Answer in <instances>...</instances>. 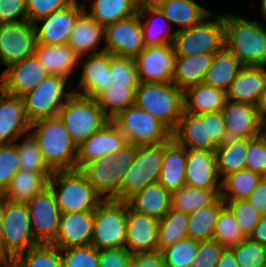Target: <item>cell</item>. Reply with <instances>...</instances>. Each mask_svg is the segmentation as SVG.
Returning <instances> with one entry per match:
<instances>
[{"instance_id": "obj_1", "label": "cell", "mask_w": 266, "mask_h": 267, "mask_svg": "<svg viewBox=\"0 0 266 267\" xmlns=\"http://www.w3.org/2000/svg\"><path fill=\"white\" fill-rule=\"evenodd\" d=\"M225 46L243 66H265L266 26L224 13Z\"/></svg>"}, {"instance_id": "obj_2", "label": "cell", "mask_w": 266, "mask_h": 267, "mask_svg": "<svg viewBox=\"0 0 266 267\" xmlns=\"http://www.w3.org/2000/svg\"><path fill=\"white\" fill-rule=\"evenodd\" d=\"M136 151L137 145L127 143L111 156L93 159L80 170L103 199L122 201L123 180L132 165Z\"/></svg>"}, {"instance_id": "obj_3", "label": "cell", "mask_w": 266, "mask_h": 267, "mask_svg": "<svg viewBox=\"0 0 266 267\" xmlns=\"http://www.w3.org/2000/svg\"><path fill=\"white\" fill-rule=\"evenodd\" d=\"M30 129L53 171L76 169L77 146L58 116L36 120Z\"/></svg>"}, {"instance_id": "obj_4", "label": "cell", "mask_w": 266, "mask_h": 267, "mask_svg": "<svg viewBox=\"0 0 266 267\" xmlns=\"http://www.w3.org/2000/svg\"><path fill=\"white\" fill-rule=\"evenodd\" d=\"M135 105L151 113L172 132L184 110L183 90L173 82H139Z\"/></svg>"}, {"instance_id": "obj_5", "label": "cell", "mask_w": 266, "mask_h": 267, "mask_svg": "<svg viewBox=\"0 0 266 267\" xmlns=\"http://www.w3.org/2000/svg\"><path fill=\"white\" fill-rule=\"evenodd\" d=\"M48 186L61 213L94 211L103 200L80 169L54 171Z\"/></svg>"}, {"instance_id": "obj_6", "label": "cell", "mask_w": 266, "mask_h": 267, "mask_svg": "<svg viewBox=\"0 0 266 267\" xmlns=\"http://www.w3.org/2000/svg\"><path fill=\"white\" fill-rule=\"evenodd\" d=\"M58 117L76 146L110 121L96 99L75 93L65 101L58 112Z\"/></svg>"}, {"instance_id": "obj_7", "label": "cell", "mask_w": 266, "mask_h": 267, "mask_svg": "<svg viewBox=\"0 0 266 267\" xmlns=\"http://www.w3.org/2000/svg\"><path fill=\"white\" fill-rule=\"evenodd\" d=\"M211 17L214 19L209 20ZM172 45L176 56L214 54L220 51L225 46L224 14L210 13L199 24L188 29L176 30Z\"/></svg>"}, {"instance_id": "obj_8", "label": "cell", "mask_w": 266, "mask_h": 267, "mask_svg": "<svg viewBox=\"0 0 266 267\" xmlns=\"http://www.w3.org/2000/svg\"><path fill=\"white\" fill-rule=\"evenodd\" d=\"M128 206L117 199H103L98 204L90 245L99 250L125 247Z\"/></svg>"}, {"instance_id": "obj_9", "label": "cell", "mask_w": 266, "mask_h": 267, "mask_svg": "<svg viewBox=\"0 0 266 267\" xmlns=\"http://www.w3.org/2000/svg\"><path fill=\"white\" fill-rule=\"evenodd\" d=\"M111 121L133 145L155 144L167 141L171 131L151 113L135 104L119 112Z\"/></svg>"}, {"instance_id": "obj_10", "label": "cell", "mask_w": 266, "mask_h": 267, "mask_svg": "<svg viewBox=\"0 0 266 267\" xmlns=\"http://www.w3.org/2000/svg\"><path fill=\"white\" fill-rule=\"evenodd\" d=\"M164 155V141L155 144L137 145L132 165L124 177L122 201L146 186L158 182Z\"/></svg>"}, {"instance_id": "obj_11", "label": "cell", "mask_w": 266, "mask_h": 267, "mask_svg": "<svg viewBox=\"0 0 266 267\" xmlns=\"http://www.w3.org/2000/svg\"><path fill=\"white\" fill-rule=\"evenodd\" d=\"M68 79L58 75H48L33 90L22 96L25 112L32 123L36 120L58 116L65 101L73 94L65 91Z\"/></svg>"}, {"instance_id": "obj_12", "label": "cell", "mask_w": 266, "mask_h": 267, "mask_svg": "<svg viewBox=\"0 0 266 267\" xmlns=\"http://www.w3.org/2000/svg\"><path fill=\"white\" fill-rule=\"evenodd\" d=\"M0 241L3 250L10 258L39 243L32 233L26 202L6 200Z\"/></svg>"}, {"instance_id": "obj_13", "label": "cell", "mask_w": 266, "mask_h": 267, "mask_svg": "<svg viewBox=\"0 0 266 267\" xmlns=\"http://www.w3.org/2000/svg\"><path fill=\"white\" fill-rule=\"evenodd\" d=\"M222 115L226 131L218 146L234 144L243 138H256L263 133L264 126L259 119L256 106L227 100Z\"/></svg>"}, {"instance_id": "obj_14", "label": "cell", "mask_w": 266, "mask_h": 267, "mask_svg": "<svg viewBox=\"0 0 266 267\" xmlns=\"http://www.w3.org/2000/svg\"><path fill=\"white\" fill-rule=\"evenodd\" d=\"M34 238L39 243H51L57 235L61 211L48 186L26 202Z\"/></svg>"}, {"instance_id": "obj_15", "label": "cell", "mask_w": 266, "mask_h": 267, "mask_svg": "<svg viewBox=\"0 0 266 267\" xmlns=\"http://www.w3.org/2000/svg\"><path fill=\"white\" fill-rule=\"evenodd\" d=\"M36 44L34 23L0 24V61L6 66L34 55Z\"/></svg>"}, {"instance_id": "obj_16", "label": "cell", "mask_w": 266, "mask_h": 267, "mask_svg": "<svg viewBox=\"0 0 266 267\" xmlns=\"http://www.w3.org/2000/svg\"><path fill=\"white\" fill-rule=\"evenodd\" d=\"M104 49L111 54L136 58L144 49L139 14L105 26Z\"/></svg>"}, {"instance_id": "obj_17", "label": "cell", "mask_w": 266, "mask_h": 267, "mask_svg": "<svg viewBox=\"0 0 266 267\" xmlns=\"http://www.w3.org/2000/svg\"><path fill=\"white\" fill-rule=\"evenodd\" d=\"M176 54L172 44L147 46L135 58L140 82H172Z\"/></svg>"}, {"instance_id": "obj_18", "label": "cell", "mask_w": 266, "mask_h": 267, "mask_svg": "<svg viewBox=\"0 0 266 267\" xmlns=\"http://www.w3.org/2000/svg\"><path fill=\"white\" fill-rule=\"evenodd\" d=\"M78 65H81L82 67L79 80V86L82 89H72L73 93L96 99L102 92L112 85L110 52L104 50L80 57Z\"/></svg>"}, {"instance_id": "obj_19", "label": "cell", "mask_w": 266, "mask_h": 267, "mask_svg": "<svg viewBox=\"0 0 266 267\" xmlns=\"http://www.w3.org/2000/svg\"><path fill=\"white\" fill-rule=\"evenodd\" d=\"M78 2L75 0L66 8L56 10L37 20L43 22L41 26L34 23L37 43L66 44L77 19L85 11L84 4L79 6Z\"/></svg>"}, {"instance_id": "obj_20", "label": "cell", "mask_w": 266, "mask_h": 267, "mask_svg": "<svg viewBox=\"0 0 266 267\" xmlns=\"http://www.w3.org/2000/svg\"><path fill=\"white\" fill-rule=\"evenodd\" d=\"M127 144L124 134L110 120L96 133L77 146L76 169L93 159L111 156Z\"/></svg>"}, {"instance_id": "obj_21", "label": "cell", "mask_w": 266, "mask_h": 267, "mask_svg": "<svg viewBox=\"0 0 266 267\" xmlns=\"http://www.w3.org/2000/svg\"><path fill=\"white\" fill-rule=\"evenodd\" d=\"M48 75L49 73L34 54L7 66L2 72L3 91L22 97Z\"/></svg>"}, {"instance_id": "obj_22", "label": "cell", "mask_w": 266, "mask_h": 267, "mask_svg": "<svg viewBox=\"0 0 266 267\" xmlns=\"http://www.w3.org/2000/svg\"><path fill=\"white\" fill-rule=\"evenodd\" d=\"M159 219L127 207L125 248L133 255L158 250Z\"/></svg>"}, {"instance_id": "obj_23", "label": "cell", "mask_w": 266, "mask_h": 267, "mask_svg": "<svg viewBox=\"0 0 266 267\" xmlns=\"http://www.w3.org/2000/svg\"><path fill=\"white\" fill-rule=\"evenodd\" d=\"M23 98L2 92L0 94V143H15L30 132Z\"/></svg>"}, {"instance_id": "obj_24", "label": "cell", "mask_w": 266, "mask_h": 267, "mask_svg": "<svg viewBox=\"0 0 266 267\" xmlns=\"http://www.w3.org/2000/svg\"><path fill=\"white\" fill-rule=\"evenodd\" d=\"M218 180L215 151L187 149L186 185L206 190H221V180Z\"/></svg>"}, {"instance_id": "obj_25", "label": "cell", "mask_w": 266, "mask_h": 267, "mask_svg": "<svg viewBox=\"0 0 266 267\" xmlns=\"http://www.w3.org/2000/svg\"><path fill=\"white\" fill-rule=\"evenodd\" d=\"M94 211L61 213L56 238L51 242L60 249L91 243Z\"/></svg>"}, {"instance_id": "obj_26", "label": "cell", "mask_w": 266, "mask_h": 267, "mask_svg": "<svg viewBox=\"0 0 266 267\" xmlns=\"http://www.w3.org/2000/svg\"><path fill=\"white\" fill-rule=\"evenodd\" d=\"M265 88V66H243L226 91L227 100L256 106Z\"/></svg>"}, {"instance_id": "obj_27", "label": "cell", "mask_w": 266, "mask_h": 267, "mask_svg": "<svg viewBox=\"0 0 266 267\" xmlns=\"http://www.w3.org/2000/svg\"><path fill=\"white\" fill-rule=\"evenodd\" d=\"M171 136L187 149L215 151L218 146L213 140H207L206 112L196 115L183 110Z\"/></svg>"}, {"instance_id": "obj_28", "label": "cell", "mask_w": 266, "mask_h": 267, "mask_svg": "<svg viewBox=\"0 0 266 267\" xmlns=\"http://www.w3.org/2000/svg\"><path fill=\"white\" fill-rule=\"evenodd\" d=\"M186 161V147L178 144L172 136L164 141L163 163L158 183L171 193L186 185Z\"/></svg>"}, {"instance_id": "obj_29", "label": "cell", "mask_w": 266, "mask_h": 267, "mask_svg": "<svg viewBox=\"0 0 266 267\" xmlns=\"http://www.w3.org/2000/svg\"><path fill=\"white\" fill-rule=\"evenodd\" d=\"M86 10L85 8L77 19L67 42L79 58L105 50H97L101 40H105L102 38L105 37V27L93 19Z\"/></svg>"}, {"instance_id": "obj_30", "label": "cell", "mask_w": 266, "mask_h": 267, "mask_svg": "<svg viewBox=\"0 0 266 267\" xmlns=\"http://www.w3.org/2000/svg\"><path fill=\"white\" fill-rule=\"evenodd\" d=\"M34 54L50 75L66 79L79 64V57L67 43L59 45L37 43Z\"/></svg>"}, {"instance_id": "obj_31", "label": "cell", "mask_w": 266, "mask_h": 267, "mask_svg": "<svg viewBox=\"0 0 266 267\" xmlns=\"http://www.w3.org/2000/svg\"><path fill=\"white\" fill-rule=\"evenodd\" d=\"M126 202L136 212L160 220L171 209V192L156 182L138 191Z\"/></svg>"}, {"instance_id": "obj_32", "label": "cell", "mask_w": 266, "mask_h": 267, "mask_svg": "<svg viewBox=\"0 0 266 267\" xmlns=\"http://www.w3.org/2000/svg\"><path fill=\"white\" fill-rule=\"evenodd\" d=\"M184 110L192 114L222 111L226 101V91L200 83L183 91Z\"/></svg>"}, {"instance_id": "obj_33", "label": "cell", "mask_w": 266, "mask_h": 267, "mask_svg": "<svg viewBox=\"0 0 266 267\" xmlns=\"http://www.w3.org/2000/svg\"><path fill=\"white\" fill-rule=\"evenodd\" d=\"M242 67V63L224 46L220 51L214 53L203 83L227 91Z\"/></svg>"}, {"instance_id": "obj_34", "label": "cell", "mask_w": 266, "mask_h": 267, "mask_svg": "<svg viewBox=\"0 0 266 267\" xmlns=\"http://www.w3.org/2000/svg\"><path fill=\"white\" fill-rule=\"evenodd\" d=\"M214 54L201 53L192 56H176L173 83L183 91L203 82Z\"/></svg>"}, {"instance_id": "obj_35", "label": "cell", "mask_w": 266, "mask_h": 267, "mask_svg": "<svg viewBox=\"0 0 266 267\" xmlns=\"http://www.w3.org/2000/svg\"><path fill=\"white\" fill-rule=\"evenodd\" d=\"M138 14L140 16L143 31V40L146 47L162 44H172L175 38L176 31L171 34L170 24H167L166 27L162 26L163 24L159 25V22H156V20H154L155 18H161L163 19V21H166V23H169V21L165 18L163 13L156 5L142 0L139 5ZM147 14H150L149 18H147ZM145 16L147 20L144 21L143 17Z\"/></svg>"}, {"instance_id": "obj_36", "label": "cell", "mask_w": 266, "mask_h": 267, "mask_svg": "<svg viewBox=\"0 0 266 267\" xmlns=\"http://www.w3.org/2000/svg\"><path fill=\"white\" fill-rule=\"evenodd\" d=\"M156 6L169 24L172 22L182 26L178 30L188 29L199 24L211 13L198 5L195 0H166L157 3Z\"/></svg>"}, {"instance_id": "obj_37", "label": "cell", "mask_w": 266, "mask_h": 267, "mask_svg": "<svg viewBox=\"0 0 266 267\" xmlns=\"http://www.w3.org/2000/svg\"><path fill=\"white\" fill-rule=\"evenodd\" d=\"M48 184L49 178L43 173L20 169L11 179L4 194L7 200L27 202L48 187Z\"/></svg>"}, {"instance_id": "obj_38", "label": "cell", "mask_w": 266, "mask_h": 267, "mask_svg": "<svg viewBox=\"0 0 266 267\" xmlns=\"http://www.w3.org/2000/svg\"><path fill=\"white\" fill-rule=\"evenodd\" d=\"M142 0H93L87 12L104 27L138 13Z\"/></svg>"}, {"instance_id": "obj_39", "label": "cell", "mask_w": 266, "mask_h": 267, "mask_svg": "<svg viewBox=\"0 0 266 267\" xmlns=\"http://www.w3.org/2000/svg\"><path fill=\"white\" fill-rule=\"evenodd\" d=\"M224 206L225 202L220 197L214 204L190 213L187 238L196 241L212 240L218 215Z\"/></svg>"}, {"instance_id": "obj_40", "label": "cell", "mask_w": 266, "mask_h": 267, "mask_svg": "<svg viewBox=\"0 0 266 267\" xmlns=\"http://www.w3.org/2000/svg\"><path fill=\"white\" fill-rule=\"evenodd\" d=\"M221 197V190H206L184 185L171 193V209L190 214L214 204Z\"/></svg>"}, {"instance_id": "obj_41", "label": "cell", "mask_w": 266, "mask_h": 267, "mask_svg": "<svg viewBox=\"0 0 266 267\" xmlns=\"http://www.w3.org/2000/svg\"><path fill=\"white\" fill-rule=\"evenodd\" d=\"M10 267H62L61 250L52 243H38L13 256Z\"/></svg>"}, {"instance_id": "obj_42", "label": "cell", "mask_w": 266, "mask_h": 267, "mask_svg": "<svg viewBox=\"0 0 266 267\" xmlns=\"http://www.w3.org/2000/svg\"><path fill=\"white\" fill-rule=\"evenodd\" d=\"M263 176L249 169H241L225 176L221 180V198L223 201L247 199L258 186Z\"/></svg>"}, {"instance_id": "obj_43", "label": "cell", "mask_w": 266, "mask_h": 267, "mask_svg": "<svg viewBox=\"0 0 266 267\" xmlns=\"http://www.w3.org/2000/svg\"><path fill=\"white\" fill-rule=\"evenodd\" d=\"M137 87L113 83L96 100L103 113L111 120L119 112L135 104V90Z\"/></svg>"}, {"instance_id": "obj_44", "label": "cell", "mask_w": 266, "mask_h": 267, "mask_svg": "<svg viewBox=\"0 0 266 267\" xmlns=\"http://www.w3.org/2000/svg\"><path fill=\"white\" fill-rule=\"evenodd\" d=\"M189 214L170 209L166 215L159 220L158 225V250L173 245L187 238V225Z\"/></svg>"}, {"instance_id": "obj_45", "label": "cell", "mask_w": 266, "mask_h": 267, "mask_svg": "<svg viewBox=\"0 0 266 267\" xmlns=\"http://www.w3.org/2000/svg\"><path fill=\"white\" fill-rule=\"evenodd\" d=\"M248 149V139L230 144L217 146L215 149L217 172L221 180L230 173L245 169V156Z\"/></svg>"}, {"instance_id": "obj_46", "label": "cell", "mask_w": 266, "mask_h": 267, "mask_svg": "<svg viewBox=\"0 0 266 267\" xmlns=\"http://www.w3.org/2000/svg\"><path fill=\"white\" fill-rule=\"evenodd\" d=\"M23 142L15 143L19 153L21 169L43 173L50 178L54 171L48 166L39 148L36 138L31 132L27 133Z\"/></svg>"}, {"instance_id": "obj_47", "label": "cell", "mask_w": 266, "mask_h": 267, "mask_svg": "<svg viewBox=\"0 0 266 267\" xmlns=\"http://www.w3.org/2000/svg\"><path fill=\"white\" fill-rule=\"evenodd\" d=\"M245 238L233 213L225 205L218 215L213 232V240L218 241L225 248H231L238 245Z\"/></svg>"}, {"instance_id": "obj_48", "label": "cell", "mask_w": 266, "mask_h": 267, "mask_svg": "<svg viewBox=\"0 0 266 267\" xmlns=\"http://www.w3.org/2000/svg\"><path fill=\"white\" fill-rule=\"evenodd\" d=\"M198 250V241L185 238L161 250L166 267H189Z\"/></svg>"}, {"instance_id": "obj_49", "label": "cell", "mask_w": 266, "mask_h": 267, "mask_svg": "<svg viewBox=\"0 0 266 267\" xmlns=\"http://www.w3.org/2000/svg\"><path fill=\"white\" fill-rule=\"evenodd\" d=\"M240 267H264L266 265V246L245 238L230 248Z\"/></svg>"}, {"instance_id": "obj_50", "label": "cell", "mask_w": 266, "mask_h": 267, "mask_svg": "<svg viewBox=\"0 0 266 267\" xmlns=\"http://www.w3.org/2000/svg\"><path fill=\"white\" fill-rule=\"evenodd\" d=\"M224 202L233 213L241 232L248 238L262 215L247 199Z\"/></svg>"}, {"instance_id": "obj_51", "label": "cell", "mask_w": 266, "mask_h": 267, "mask_svg": "<svg viewBox=\"0 0 266 267\" xmlns=\"http://www.w3.org/2000/svg\"><path fill=\"white\" fill-rule=\"evenodd\" d=\"M60 250L62 267L99 266V249L93 245L69 247Z\"/></svg>"}, {"instance_id": "obj_52", "label": "cell", "mask_w": 266, "mask_h": 267, "mask_svg": "<svg viewBox=\"0 0 266 267\" xmlns=\"http://www.w3.org/2000/svg\"><path fill=\"white\" fill-rule=\"evenodd\" d=\"M110 73L112 74V84L139 85L140 81L135 58L111 54Z\"/></svg>"}, {"instance_id": "obj_53", "label": "cell", "mask_w": 266, "mask_h": 267, "mask_svg": "<svg viewBox=\"0 0 266 267\" xmlns=\"http://www.w3.org/2000/svg\"><path fill=\"white\" fill-rule=\"evenodd\" d=\"M20 169L19 153L15 143H0V191L4 192Z\"/></svg>"}, {"instance_id": "obj_54", "label": "cell", "mask_w": 266, "mask_h": 267, "mask_svg": "<svg viewBox=\"0 0 266 267\" xmlns=\"http://www.w3.org/2000/svg\"><path fill=\"white\" fill-rule=\"evenodd\" d=\"M245 168L266 176V135L248 139Z\"/></svg>"}, {"instance_id": "obj_55", "label": "cell", "mask_w": 266, "mask_h": 267, "mask_svg": "<svg viewBox=\"0 0 266 267\" xmlns=\"http://www.w3.org/2000/svg\"><path fill=\"white\" fill-rule=\"evenodd\" d=\"M75 0H26L27 20L31 23L48 16L50 13L64 9Z\"/></svg>"}, {"instance_id": "obj_56", "label": "cell", "mask_w": 266, "mask_h": 267, "mask_svg": "<svg viewBox=\"0 0 266 267\" xmlns=\"http://www.w3.org/2000/svg\"><path fill=\"white\" fill-rule=\"evenodd\" d=\"M225 247L215 240L198 241V250L189 267H216Z\"/></svg>"}, {"instance_id": "obj_57", "label": "cell", "mask_w": 266, "mask_h": 267, "mask_svg": "<svg viewBox=\"0 0 266 267\" xmlns=\"http://www.w3.org/2000/svg\"><path fill=\"white\" fill-rule=\"evenodd\" d=\"M24 20H27L26 0H0V24Z\"/></svg>"}, {"instance_id": "obj_58", "label": "cell", "mask_w": 266, "mask_h": 267, "mask_svg": "<svg viewBox=\"0 0 266 267\" xmlns=\"http://www.w3.org/2000/svg\"><path fill=\"white\" fill-rule=\"evenodd\" d=\"M132 254L127 248H110L99 250L98 267H130Z\"/></svg>"}, {"instance_id": "obj_59", "label": "cell", "mask_w": 266, "mask_h": 267, "mask_svg": "<svg viewBox=\"0 0 266 267\" xmlns=\"http://www.w3.org/2000/svg\"><path fill=\"white\" fill-rule=\"evenodd\" d=\"M206 130L207 140H213L219 145L226 131L222 111L206 112Z\"/></svg>"}, {"instance_id": "obj_60", "label": "cell", "mask_w": 266, "mask_h": 267, "mask_svg": "<svg viewBox=\"0 0 266 267\" xmlns=\"http://www.w3.org/2000/svg\"><path fill=\"white\" fill-rule=\"evenodd\" d=\"M130 267H166L161 251L136 253L131 257Z\"/></svg>"}, {"instance_id": "obj_61", "label": "cell", "mask_w": 266, "mask_h": 267, "mask_svg": "<svg viewBox=\"0 0 266 267\" xmlns=\"http://www.w3.org/2000/svg\"><path fill=\"white\" fill-rule=\"evenodd\" d=\"M247 200L255 206L262 216L266 215V176L261 178L258 186L252 191Z\"/></svg>"}, {"instance_id": "obj_62", "label": "cell", "mask_w": 266, "mask_h": 267, "mask_svg": "<svg viewBox=\"0 0 266 267\" xmlns=\"http://www.w3.org/2000/svg\"><path fill=\"white\" fill-rule=\"evenodd\" d=\"M248 238L266 246V215L261 216L260 221L254 227Z\"/></svg>"}, {"instance_id": "obj_63", "label": "cell", "mask_w": 266, "mask_h": 267, "mask_svg": "<svg viewBox=\"0 0 266 267\" xmlns=\"http://www.w3.org/2000/svg\"><path fill=\"white\" fill-rule=\"evenodd\" d=\"M216 267H240L235 260L233 251L230 248H224L220 254V258Z\"/></svg>"}, {"instance_id": "obj_64", "label": "cell", "mask_w": 266, "mask_h": 267, "mask_svg": "<svg viewBox=\"0 0 266 267\" xmlns=\"http://www.w3.org/2000/svg\"><path fill=\"white\" fill-rule=\"evenodd\" d=\"M256 109L258 111V116L261 123L263 126H266V88L260 96L259 102L256 105Z\"/></svg>"}, {"instance_id": "obj_65", "label": "cell", "mask_w": 266, "mask_h": 267, "mask_svg": "<svg viewBox=\"0 0 266 267\" xmlns=\"http://www.w3.org/2000/svg\"><path fill=\"white\" fill-rule=\"evenodd\" d=\"M6 197L4 192L0 191V240L3 232V218H4V208L6 205Z\"/></svg>"}, {"instance_id": "obj_66", "label": "cell", "mask_w": 266, "mask_h": 267, "mask_svg": "<svg viewBox=\"0 0 266 267\" xmlns=\"http://www.w3.org/2000/svg\"><path fill=\"white\" fill-rule=\"evenodd\" d=\"M10 263H11V258L3 250V247H2L1 241H0V265H10Z\"/></svg>"}, {"instance_id": "obj_67", "label": "cell", "mask_w": 266, "mask_h": 267, "mask_svg": "<svg viewBox=\"0 0 266 267\" xmlns=\"http://www.w3.org/2000/svg\"><path fill=\"white\" fill-rule=\"evenodd\" d=\"M260 9L262 12L261 15H263L266 19V0H261Z\"/></svg>"}, {"instance_id": "obj_68", "label": "cell", "mask_w": 266, "mask_h": 267, "mask_svg": "<svg viewBox=\"0 0 266 267\" xmlns=\"http://www.w3.org/2000/svg\"><path fill=\"white\" fill-rule=\"evenodd\" d=\"M145 1H147V2H149L151 4H153V5H156L157 3L163 2V1H166V0H145Z\"/></svg>"}, {"instance_id": "obj_69", "label": "cell", "mask_w": 266, "mask_h": 267, "mask_svg": "<svg viewBox=\"0 0 266 267\" xmlns=\"http://www.w3.org/2000/svg\"><path fill=\"white\" fill-rule=\"evenodd\" d=\"M3 92V78L2 74L0 75V94Z\"/></svg>"}, {"instance_id": "obj_70", "label": "cell", "mask_w": 266, "mask_h": 267, "mask_svg": "<svg viewBox=\"0 0 266 267\" xmlns=\"http://www.w3.org/2000/svg\"><path fill=\"white\" fill-rule=\"evenodd\" d=\"M0 267H10V265H0Z\"/></svg>"}]
</instances>
